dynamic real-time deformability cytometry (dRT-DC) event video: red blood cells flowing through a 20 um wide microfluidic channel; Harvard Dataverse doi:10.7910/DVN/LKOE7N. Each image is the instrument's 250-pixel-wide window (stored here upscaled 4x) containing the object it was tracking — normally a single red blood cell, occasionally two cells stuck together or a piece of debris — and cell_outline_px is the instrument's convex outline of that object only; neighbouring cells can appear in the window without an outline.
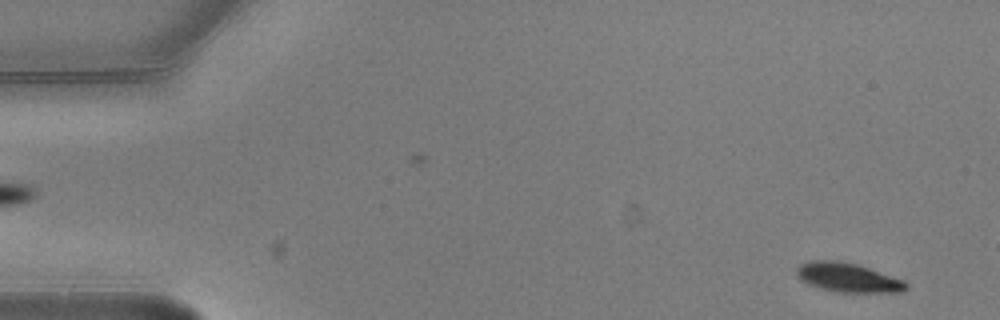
{"species": "common noctule bat (a hibernating species)", "species_latin": "Nyctalus noctula", "temperature_condition": "warm", "stored_images_in_passage": 6, "camera_frame_rate_fps": 3000, "um_per_image_px": 0.085, "animal": {"sex": "male", "body_mass_g": 20.5, "forearm_length_mm": 52.5}, "frame": {"image": 1, "passage_image": 6, "time_ms": 1.667, "image_size_px": [1000, 320], "cell_outline_px": [[908, 288], [900, 292], [836, 292], [820, 288], [808, 284], [800, 280], [796, 276], [796, 268], [800, 264], [812, 260], [840, 260], [856, 264], [904, 280], [908, 284]], "centroid_in_image_um": [72.03, 23.59], "position_along_channel_um": 13.0, "area_um2": 18.67}}